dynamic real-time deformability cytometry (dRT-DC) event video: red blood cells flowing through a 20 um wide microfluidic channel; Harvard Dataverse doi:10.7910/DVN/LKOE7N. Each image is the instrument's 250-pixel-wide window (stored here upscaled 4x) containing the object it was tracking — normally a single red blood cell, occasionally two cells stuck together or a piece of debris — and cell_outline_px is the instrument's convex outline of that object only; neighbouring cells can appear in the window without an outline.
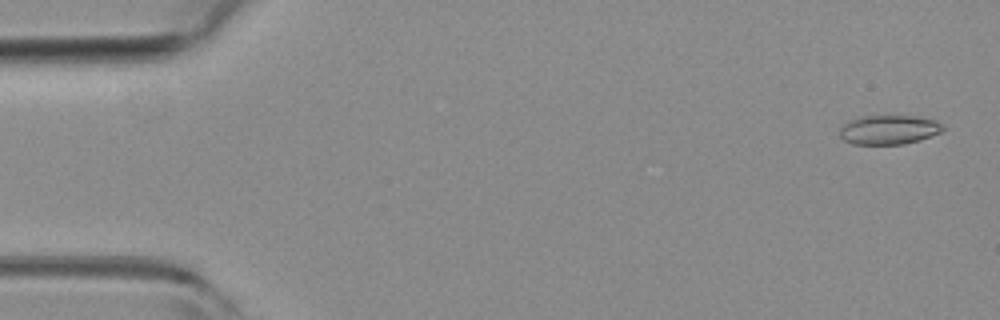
{"species": "common noctule bat (a hibernating species)", "species_latin": "Nyctalus noctula", "temperature_condition": "room temperature", "stored_images_in_passage": 52, "camera_frame_rate_fps": 3000, "um_per_image_px": 0.085, "animal": {"sex": "female", "body_mass_g": 19.3, "forearm_length_mm": 54.1}, "frame": {"image": 1, "passage_image": 2, "time_ms": 0.333, "image_size_px": [1000, 320], "cell_outline_px": [[944, 128], [940, 132], [920, 140], [904, 144], [852, 144], [844, 140], [840, 136], [840, 128], [848, 120], [860, 116], [916, 116], [936, 120]], "centroid_in_image_um": [75.52, 11.02], "position_along_channel_um": 9.5, "area_um2": 17.57}}
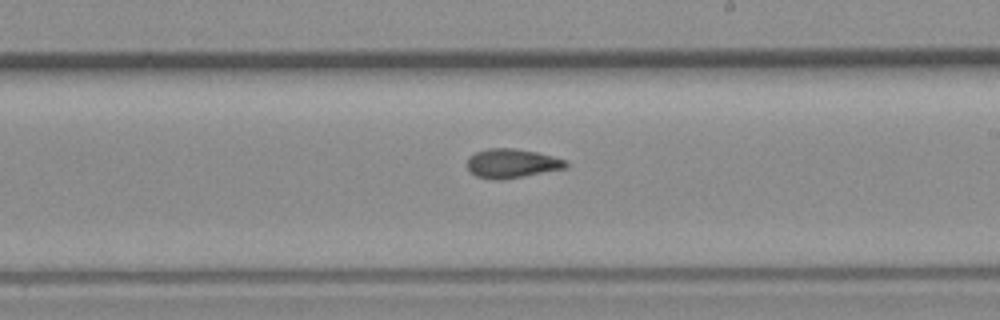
{"frame": {"image": 2, "passage_image": 30, "time_ms": 9.667, "image_size_px": [1000, 320], "cell_outline_px": [[568, 168], [504, 180], [496, 180], [476, 176], [468, 168], [468, 156], [476, 152], [488, 148], [512, 148], [536, 152], [552, 156], [564, 160], [568, 164]], "centroid_in_image_um": [43.51, 13.9], "position_along_channel_um": 245.5, "area_um2": 16.76}}
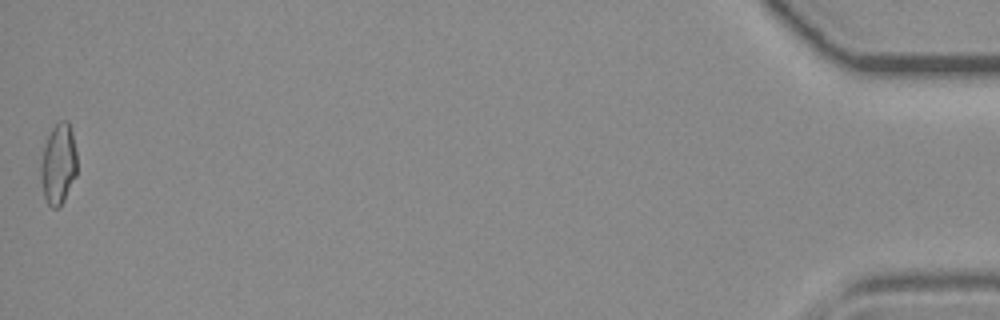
{"frame": {"image": 3, "passage_image": 52, "time_ms": 17.0, "image_size_px": [1000, 320], "cell_outline_px": [[76, 176], [60, 208], [52, 208], [48, 204], [44, 196], [40, 180], [40, 164], [44, 144], [52, 128], [60, 120], [68, 120], [72, 132], [76, 152]], "centroid_in_image_um": [4.95, 13.96], "position_along_channel_um": 430.3, "area_um2": 17.22}, "authors_computed_cell_mechanics": {"area_um2": 16.8198, "velocity_mm_per_s": 3.9385, "shape_relaxation_time_tau1_ms": null, "shape_relaxation_time_tau2_ms": 3.173, "deformation_change_tau1": null, "deformation_change_tau2": 0.1042}}